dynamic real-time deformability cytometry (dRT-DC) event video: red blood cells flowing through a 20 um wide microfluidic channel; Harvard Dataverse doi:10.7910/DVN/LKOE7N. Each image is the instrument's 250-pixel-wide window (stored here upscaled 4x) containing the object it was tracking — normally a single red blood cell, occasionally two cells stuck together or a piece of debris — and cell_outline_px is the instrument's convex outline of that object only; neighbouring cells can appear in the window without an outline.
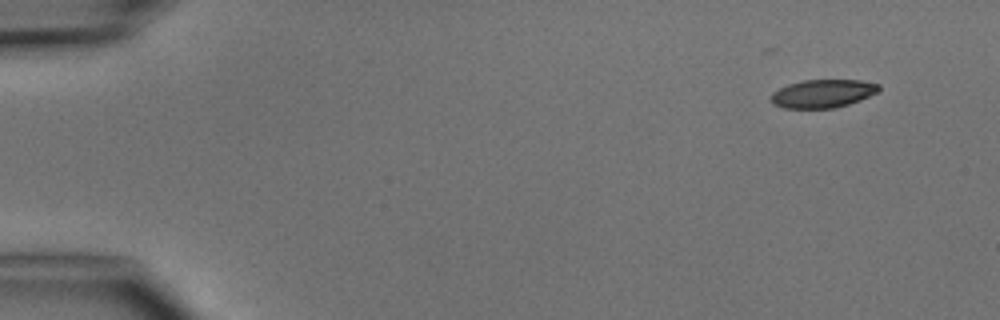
{"species": "common noctule bat (a hibernating species)", "species_latin": "Nyctalus noctula", "temperature_condition": "cold", "stored_images_in_passage": 5, "camera_frame_rate_fps": 3000, "um_per_image_px": 0.085, "animal": {"sex": "male", "body_mass_g": 15.6}, "frame": {"image": 1, "passage_image": 1, "time_ms": 0.0, "image_size_px": [1000, 320], "cell_outline_px": [[880, 88], [876, 92], [860, 100], [848, 104], [832, 108], [784, 108], [772, 104], [772, 92], [788, 84], [804, 80], [860, 80], [880, 84]], "centroid_in_image_um": [69.92, 7.95], "position_along_channel_um": 15.1, "area_um2": 17.57}}